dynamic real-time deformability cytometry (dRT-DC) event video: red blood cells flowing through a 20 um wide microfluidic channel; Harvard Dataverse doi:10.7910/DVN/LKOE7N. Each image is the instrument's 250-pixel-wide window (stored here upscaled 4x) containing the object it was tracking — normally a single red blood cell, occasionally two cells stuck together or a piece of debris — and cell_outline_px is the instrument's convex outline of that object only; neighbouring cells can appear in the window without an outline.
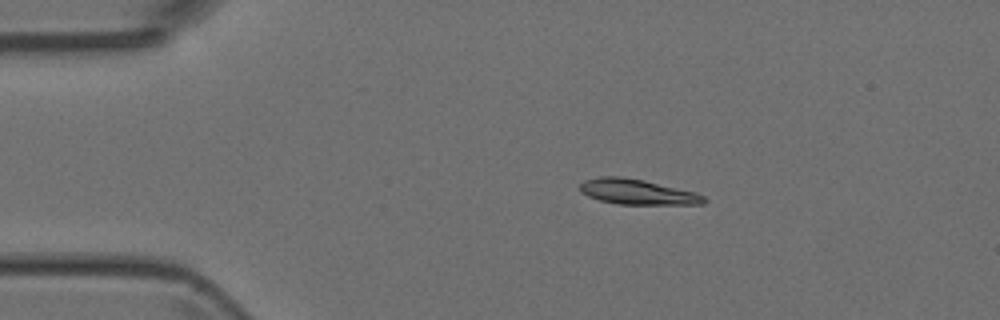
{"species": "Egyptian fruit bat (a non-hibernating species)", "species_latin": "Rousettus aegyptiacus", "temperature_condition": "room temperature", "stored_images_in_passage": 32, "camera_frame_rate_fps": 3000, "um_per_image_px": 0.085, "animal": {"sex": "female"}, "frame": {"image": 1, "passage_image": 1, "time_ms": 0.0, "image_size_px": [1000, 320], "cell_outline_px": [[708, 200], [704, 204], [616, 204], [600, 200], [588, 196], [580, 192], [580, 184], [584, 180], [600, 176], [620, 176], [644, 180], [696, 192], [704, 196]], "centroid_in_image_um": [54.17, 16.3], "position_along_channel_um": 30.8, "area_um2": 18.32}}
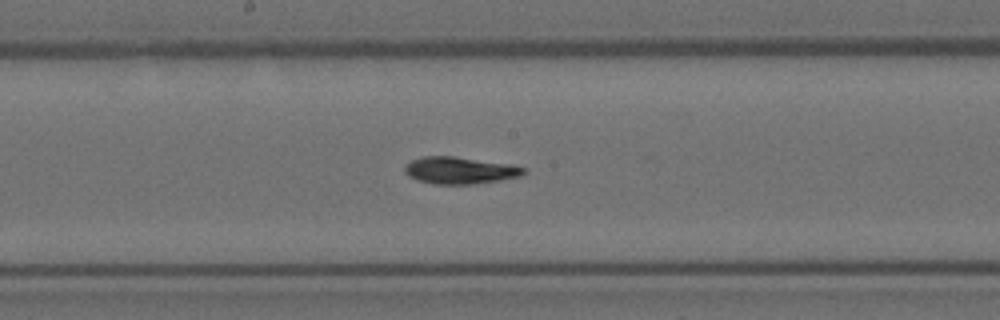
{"frame": {"image": 2, "passage_image": 18, "time_ms": 5.667, "image_size_px": [1000, 320], "cell_outline_px": [[524, 172], [520, 176], [500, 180], [472, 184], [432, 184], [416, 180], [408, 176], [404, 172], [404, 168], [412, 160], [420, 156], [452, 156], [512, 164], [524, 168]], "centroid_in_image_um": [39.04, 14.48], "position_along_channel_um": 209.2, "area_um2": 18.67}}
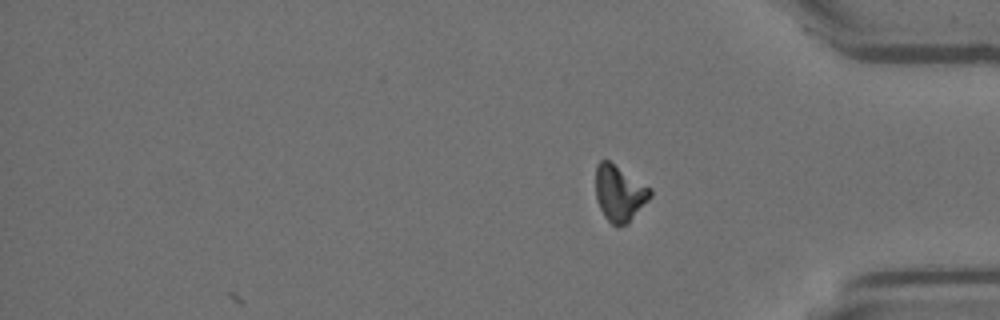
{"frame": {"image": 3, "passage_image": 32, "time_ms": 10.333, "image_size_px": [1000, 320], "cell_outline_px": [[652, 196], [628, 224], [616, 228], [604, 216], [596, 200], [596, 164], [600, 160], [608, 160], [652, 188]], "centroid_in_image_um": [52.66, 16.45], "position_along_channel_um": 382.5, "area_um2": 18.03}}